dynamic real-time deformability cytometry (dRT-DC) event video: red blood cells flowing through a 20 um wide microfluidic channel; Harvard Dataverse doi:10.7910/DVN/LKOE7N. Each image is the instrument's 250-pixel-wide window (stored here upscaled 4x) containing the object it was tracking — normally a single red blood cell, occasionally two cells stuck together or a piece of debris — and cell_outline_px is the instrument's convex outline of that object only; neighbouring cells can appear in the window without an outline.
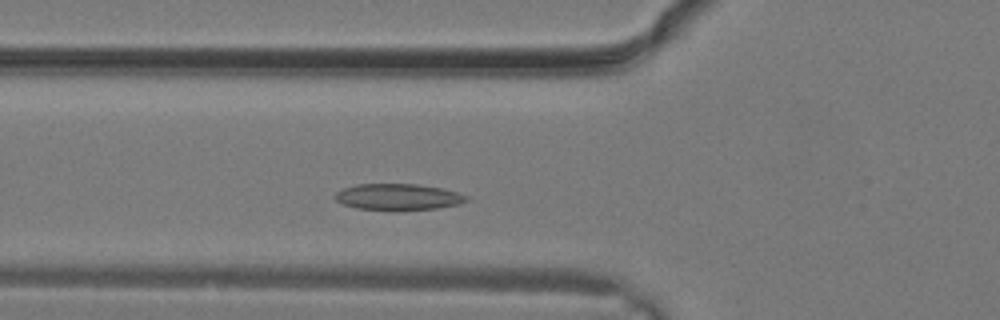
{"species": "common noctule bat (a hibernating species)", "species_latin": "Nyctalus noctula", "temperature_condition": "warm", "stored_images_in_passage": 6, "camera_frame_rate_fps": 3000, "um_per_image_px": 0.085, "animal": {"sex": "male", "body_mass_g": 19.2, "forearm_length_mm": 51.8}, "frame": {"image": 1, "passage_image": 4, "time_ms": 1.0, "image_size_px": [1000, 320], "cell_outline_px": [[468, 200], [460, 204], [436, 208], [392, 212], [356, 208], [344, 204], [336, 200], [332, 196], [336, 192], [344, 188], [356, 184], [416, 184], [440, 188], [456, 192], [468, 196]], "centroid_in_image_um": [33.8, 16.76], "position_along_channel_um": 92.0, "area_um2": 20.52}}
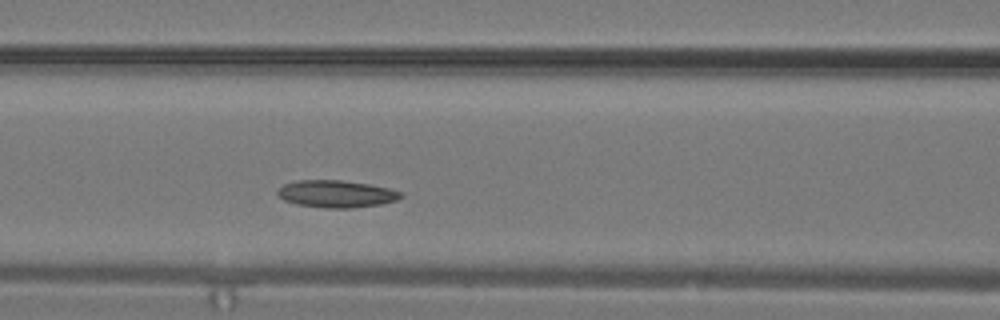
{"frame": {"image": 2, "passage_image": 6, "time_ms": 1.667, "image_size_px": [1000, 320], "cell_outline_px": [[404, 196], [396, 200], [380, 204], [352, 208], [324, 208], [296, 204], [284, 200], [276, 192], [284, 184], [296, 180], [340, 180], [368, 184], [388, 188], [404, 192]], "centroid_in_image_um": [28.6, 16.48], "position_along_channel_um": 138.0, "area_um2": 19.54}}